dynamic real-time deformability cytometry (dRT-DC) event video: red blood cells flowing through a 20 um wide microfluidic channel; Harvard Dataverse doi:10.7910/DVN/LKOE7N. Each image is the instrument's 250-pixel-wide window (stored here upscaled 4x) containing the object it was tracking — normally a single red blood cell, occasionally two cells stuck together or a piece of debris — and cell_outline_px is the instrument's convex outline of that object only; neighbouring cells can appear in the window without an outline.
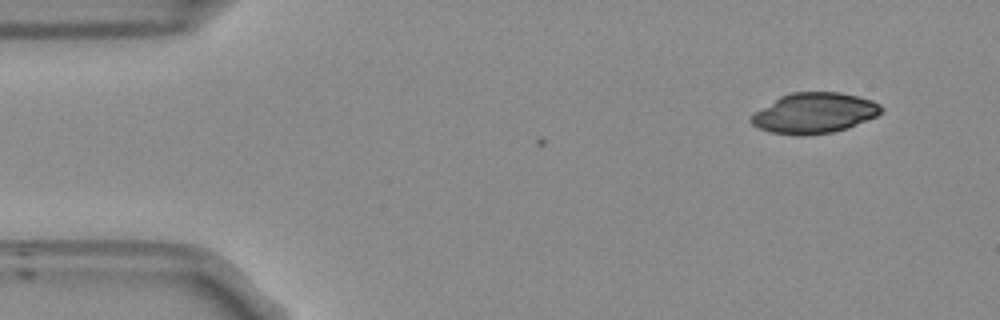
{"species": "Egyptian fruit bat (a non-hibernating species)", "species_latin": "Rousettus aegyptiacus", "temperature_condition": "room temperature", "stored_images_in_passage": 7, "camera_frame_rate_fps": 3000, "um_per_image_px": 0.085, "frame": {"image": 1, "passage_image": 7, "time_ms": 2.0, "image_size_px": [1000, 320], "cell_outline_px": [[884, 112], [876, 116], [844, 128], [832, 132], [804, 136], [796, 136], [772, 132], [760, 128], [752, 124], [748, 120], [752, 112], [780, 96], [792, 92], [840, 92], [872, 100], [880, 104], [884, 108]], "centroid_in_image_um": [69.17, 9.6], "position_along_channel_um": 15.8, "area_um2": 30.75}}